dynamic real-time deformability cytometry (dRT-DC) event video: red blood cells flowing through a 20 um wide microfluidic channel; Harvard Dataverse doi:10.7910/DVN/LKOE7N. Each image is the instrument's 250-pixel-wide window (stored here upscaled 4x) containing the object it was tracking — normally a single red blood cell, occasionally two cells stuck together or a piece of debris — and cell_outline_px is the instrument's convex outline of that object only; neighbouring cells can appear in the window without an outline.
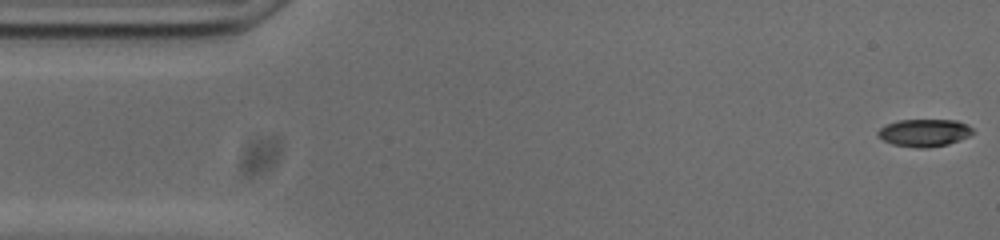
{"species": "common noctule bat (a hibernating species)", "species_latin": "Nyctalus noctula", "temperature_condition": "cold", "stored_images_in_passage": 53, "camera_frame_rate_fps": 3000, "um_per_image_px": 0.085, "animal": {"sex": "male", "body_mass_g": 20.0, "forearm_length_mm": 53.3}, "frame": {"image": 1, "passage_image": 1, "time_ms": 0.0, "image_size_px": [1000, 240], "cell_outline_px": [[972, 132], [968, 136], [960, 140], [948, 144], [924, 148], [916, 148], [892, 144], [876, 136], [876, 132], [880, 128], [888, 124], [900, 120], [956, 120], [968, 124], [972, 128]], "centroid_in_image_um": [78.55, 11.28], "position_along_channel_um": 6.5, "area_um2": 15.14}}
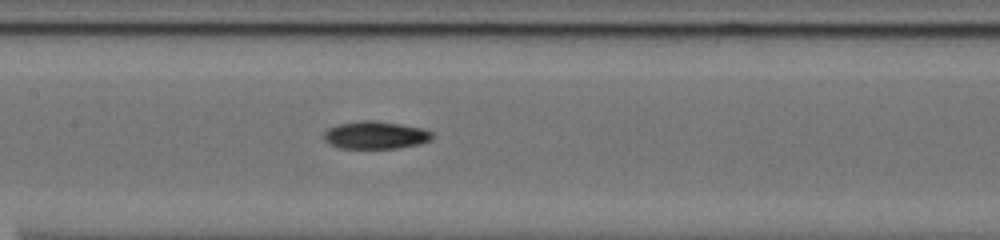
{"frame": {"image": 2, "passage_image": 24, "time_ms": 7.667, "image_size_px": [1000, 240], "cell_outline_px": [[432, 140], [420, 144], [396, 148], [340, 148], [328, 144], [324, 140], [324, 132], [328, 128], [336, 124], [364, 120], [376, 120], [424, 128], [432, 132]], "centroid_in_image_um": [31.91, 11.48], "position_along_channel_um": 175.5, "area_um2": 17.63}}
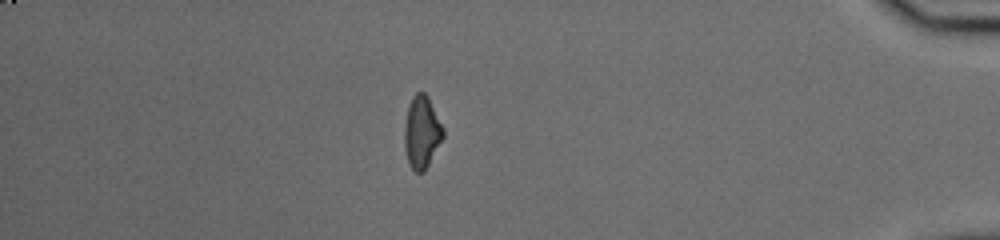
{"frame": {"image": 3, "passage_image": 46, "time_ms": 15.0, "image_size_px": [1000, 240], "cell_outline_px": [[444, 136], [424, 172], [416, 172], [408, 164], [404, 148], [404, 124], [408, 108], [412, 96], [416, 92], [424, 92], [428, 96], [444, 128]], "centroid_in_image_um": [35.84, 11.23], "position_along_channel_um": 399.4, "area_um2": 16.42}, "authors_computed_cell_mechanics": {"area_um2": 16.4152, "velocity_mm_per_s": 3.7456, "shape_relaxation_time_tau1_ms": 8.0587, "shape_relaxation_time_tau2_ms": null, "deformation_change_tau1": 0.168, "deformation_change_tau2": null}}